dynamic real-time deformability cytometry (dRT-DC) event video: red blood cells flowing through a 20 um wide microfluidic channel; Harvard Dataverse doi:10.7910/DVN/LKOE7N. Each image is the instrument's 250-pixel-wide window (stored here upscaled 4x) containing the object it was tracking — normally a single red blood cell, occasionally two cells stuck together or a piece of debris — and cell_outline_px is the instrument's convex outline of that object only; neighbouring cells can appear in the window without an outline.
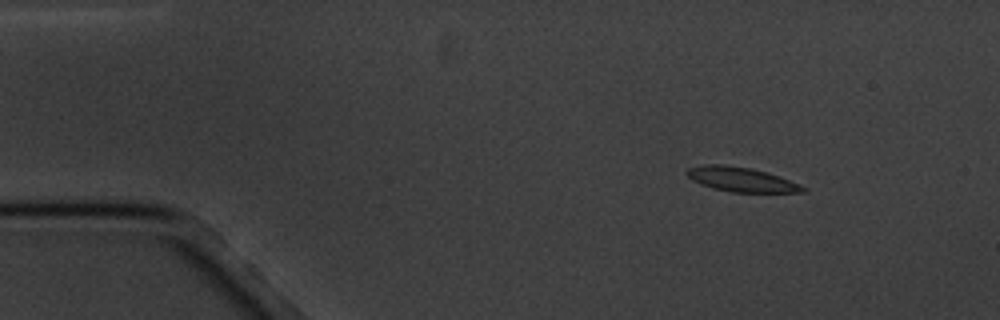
{"species": "common noctule bat (a hibernating species)", "species_latin": "Nyctalus noctula", "temperature_condition": "cold", "stored_images_in_passage": 6, "camera_frame_rate_fps": 3000, "um_per_image_px": 0.085, "animal": {"sex": "male", "body_mass_g": 20.1, "forearm_length_mm": 53.5}, "frame": {"image": 1, "passage_image": 2, "time_ms": 1.0, "image_size_px": [1000, 320], "cell_outline_px": [[808, 188], [804, 192], [732, 192], [712, 188], [700, 184], [692, 180], [684, 172], [688, 168], [704, 164], [724, 164], [752, 168], [768, 172]], "centroid_in_image_um": [62.96, 15.24], "position_along_channel_um": 22.0, "area_um2": 16.59}}
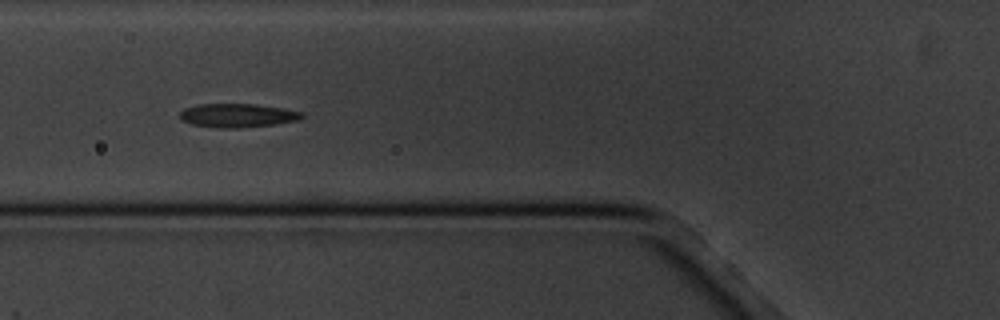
{"frame": {"image": 2, "passage_image": 5, "time_ms": 5.667, "image_size_px": [1000, 320], "cell_outline_px": [[304, 116], [300, 120], [276, 124], [240, 128], [220, 128], [192, 124], [180, 120], [180, 112], [184, 108], [200, 104], [256, 104], [284, 108], [304, 112]], "centroid_in_image_um": [20.23, 9.81], "position_along_channel_um": 105.6, "area_um2": 17.05}}
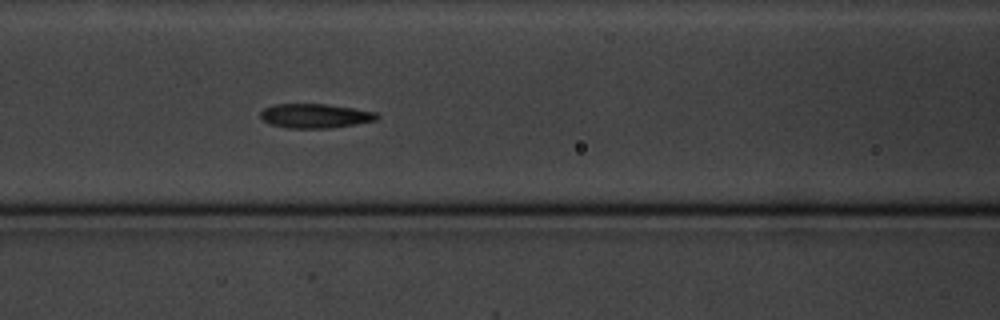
{"frame": {"image": 3, "passage_image": 6, "time_ms": 6.667, "image_size_px": [1000, 320], "cell_outline_px": [[380, 116], [376, 120], [356, 124], [332, 128], [284, 128], [272, 124], [264, 120], [260, 116], [260, 112], [264, 108], [276, 104], [328, 104], [376, 112]], "centroid_in_image_um": [26.8, 9.85], "position_along_channel_um": 139.8, "area_um2": 16.47}}